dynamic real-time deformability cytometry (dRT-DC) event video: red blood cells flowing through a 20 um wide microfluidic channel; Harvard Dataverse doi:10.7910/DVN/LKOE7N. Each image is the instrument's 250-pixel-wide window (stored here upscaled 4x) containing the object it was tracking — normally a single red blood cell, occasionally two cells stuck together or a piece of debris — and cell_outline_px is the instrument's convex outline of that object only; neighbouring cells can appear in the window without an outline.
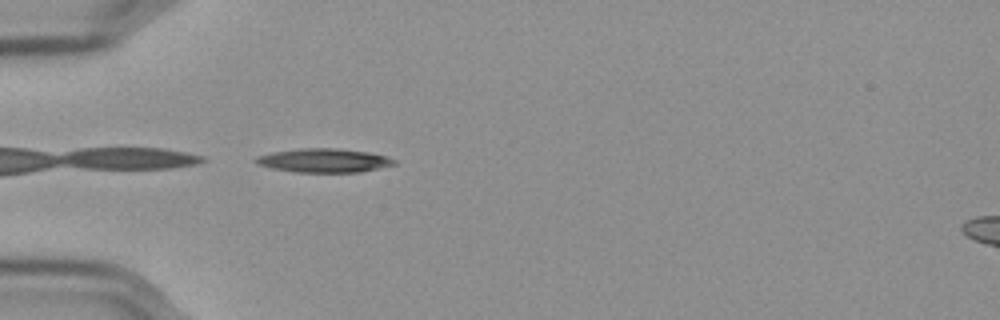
{"species": "Egyptian fruit bat (a non-hibernating species)", "species_latin": "Rousettus aegyptiacus", "temperature_condition": "cold", "stored_images_in_passage": 40, "camera_frame_rate_fps": 3000, "um_per_image_px": 0.085, "frame": {"image": 1, "passage_image": 1, "time_ms": 0.0, "image_size_px": [1000, 320], "cell_outline_px": [[396, 164], [360, 172], [296, 172], [272, 168], [256, 164], [252, 160], [256, 156], [272, 152], [300, 148], [336, 148], [368, 152], [388, 156], [396, 160]], "centroid_in_image_um": [27.51, 13.63], "position_along_channel_um": 57.5, "area_um2": 19.31}}
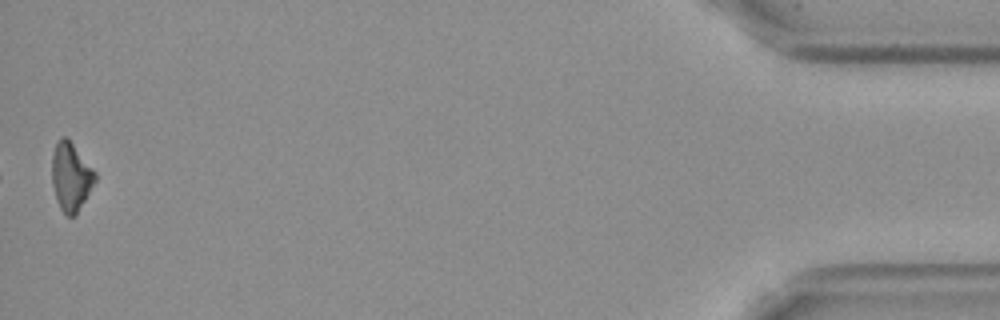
{"frame": {"image": 2, "passage_image": 40, "time_ms": 13.0, "image_size_px": [1000, 320], "cell_outline_px": [[96, 180], [76, 216], [68, 216], [60, 208], [56, 200], [52, 184], [52, 156], [56, 140], [60, 136], [68, 136], [96, 172]], "centroid_in_image_um": [6.02, 14.98], "position_along_channel_um": 429.2, "area_um2": 17.51}}